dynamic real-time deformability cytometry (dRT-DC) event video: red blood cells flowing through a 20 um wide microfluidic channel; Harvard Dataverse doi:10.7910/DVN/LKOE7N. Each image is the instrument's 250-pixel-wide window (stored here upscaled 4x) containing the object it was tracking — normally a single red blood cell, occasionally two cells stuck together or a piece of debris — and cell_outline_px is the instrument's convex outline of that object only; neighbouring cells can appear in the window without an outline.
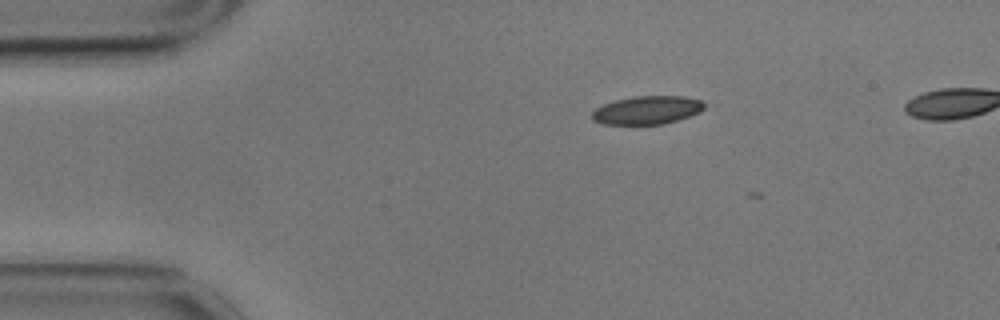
{"species": "common noctule bat (a hibernating species)", "species_latin": "Nyctalus noctula", "temperature_condition": "cold", "stored_images_in_passage": 2, "camera_frame_rate_fps": 3000, "um_per_image_px": 0.085, "animal": {"sex": "male", "body_mass_g": 17.9}, "frame": {"image": 1, "passage_image": 1, "time_ms": 0.0, "image_size_px": [1000, 320], "cell_outline_px": [[708, 108], [700, 112], [664, 124], [604, 124], [592, 120], [592, 112], [596, 108], [604, 104], [616, 100], [636, 96], [684, 96], [700, 100], [708, 104]], "centroid_in_image_um": [55.06, 9.35], "position_along_channel_um": 29.9, "area_um2": 18.55}}